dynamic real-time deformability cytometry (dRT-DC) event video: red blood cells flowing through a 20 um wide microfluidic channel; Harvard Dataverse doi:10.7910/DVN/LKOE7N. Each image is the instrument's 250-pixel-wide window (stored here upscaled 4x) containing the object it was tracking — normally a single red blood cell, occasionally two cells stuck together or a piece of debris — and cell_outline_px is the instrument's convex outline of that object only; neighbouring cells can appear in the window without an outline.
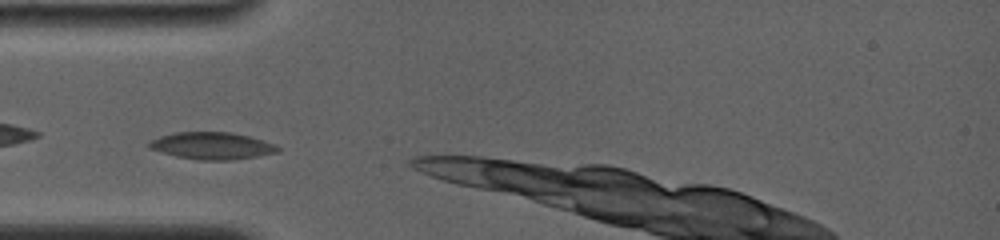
{"species": "common noctule bat (a hibernating species)", "species_latin": "Nyctalus noctula", "temperature_condition": "room temperature", "stored_images_in_passage": 8, "camera_frame_rate_fps": 4000, "um_per_image_px": 0.085, "animal": {"sex": "female", "body_mass_g": 19.0, "forearm_length_mm": 56.7}, "frame": {"image": 1, "passage_image": 1, "time_ms": 0.0, "image_size_px": [1000, 240], "cell_outline_px": [[280, 152], [232, 160], [200, 160], [176, 156], [148, 148], [148, 144], [152, 140], [160, 136], [176, 132], [232, 132], [248, 136], [276, 144], [280, 148]], "centroid_in_image_um": [18.04, 12.39], "position_along_channel_um": 67.0, "area_um2": 20.23}}
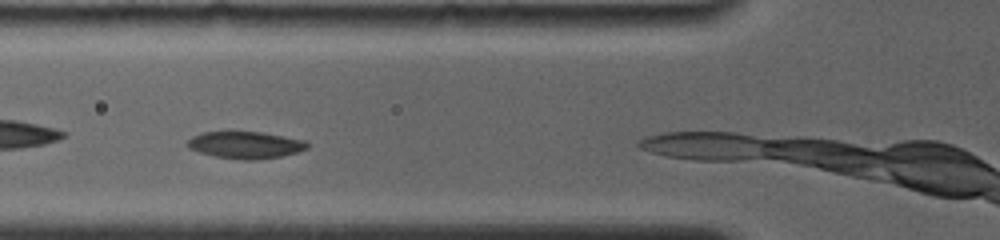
{"frame": {"image": 2, "passage_image": 5, "time_ms": 1.0, "image_size_px": [1000, 240], "cell_outline_px": [[308, 148], [296, 152], [280, 156], [256, 160], [240, 160], [216, 156], [200, 152], [188, 148], [184, 144], [192, 136], [204, 132], [260, 132], [304, 140], [308, 144]], "centroid_in_image_um": [20.82, 12.33], "position_along_channel_um": 105.0, "area_um2": 18.67}}